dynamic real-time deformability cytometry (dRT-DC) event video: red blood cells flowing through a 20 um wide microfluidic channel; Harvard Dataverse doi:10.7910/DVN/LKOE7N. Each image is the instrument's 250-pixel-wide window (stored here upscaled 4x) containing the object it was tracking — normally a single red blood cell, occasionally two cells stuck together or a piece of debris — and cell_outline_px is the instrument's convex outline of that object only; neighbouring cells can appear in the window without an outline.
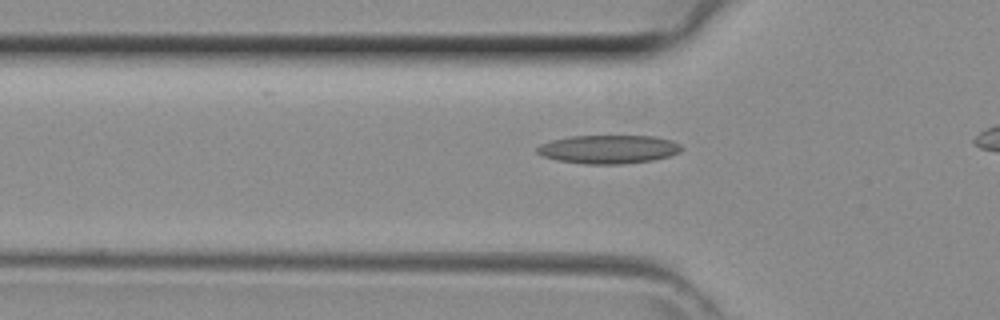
{"species": "common noctule bat (a hibernating species)", "species_latin": "Nyctalus noctula", "temperature_condition": "room temperature", "stored_images_in_passage": 31, "camera_frame_rate_fps": 3000, "um_per_image_px": 0.085, "animal": {"sex": "female", "body_mass_g": 29.2, "forearm_length_mm": 56.3}, "frame": {"image": 1, "passage_image": 10, "time_ms": 3.0, "image_size_px": [1000, 320], "cell_outline_px": [[684, 148], [680, 152], [668, 156], [652, 160], [620, 164], [584, 164], [556, 160], [544, 156], [536, 152], [536, 148], [540, 144], [552, 140], [568, 136], [652, 136], [672, 140], [680, 144]], "centroid_in_image_um": [51.72, 12.68], "position_along_channel_um": 74.1, "area_um2": 24.04}}
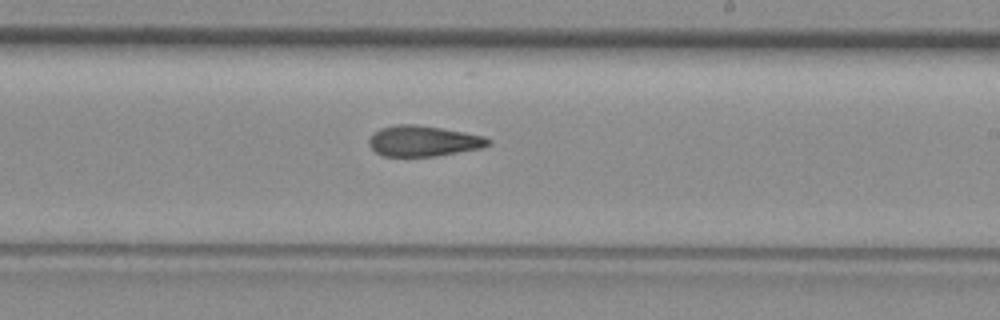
{"frame": {"image": 2, "passage_image": 21, "time_ms": 6.667, "image_size_px": [1000, 320], "cell_outline_px": [[492, 144], [480, 148], [436, 156], [384, 156], [376, 152], [368, 144], [368, 140], [380, 128], [396, 124], [416, 124], [464, 132], [484, 136], [492, 140]], "centroid_in_image_um": [36.0, 11.98], "position_along_channel_um": 253.0, "area_um2": 21.21}}
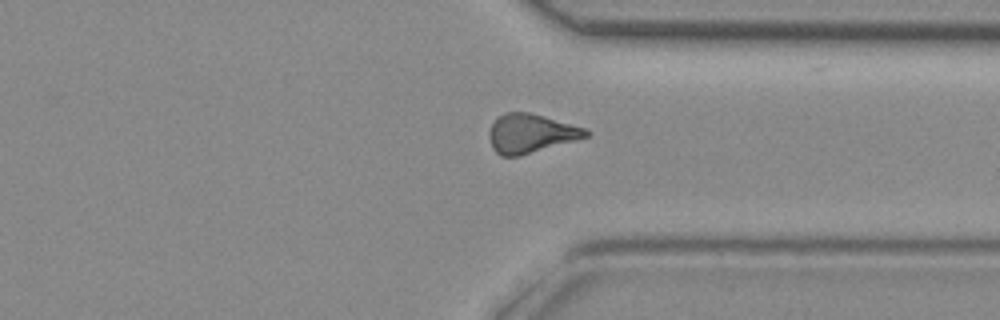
{"frame": {"image": 3, "passage_image": 28, "time_ms": 9.0, "image_size_px": [1000, 320], "cell_outline_px": [[592, 132], [588, 136], [576, 140], [520, 156], [500, 156], [492, 148], [488, 136], [488, 132], [492, 124], [504, 112], [528, 112], [544, 116], [584, 128]], "centroid_in_image_um": [45.09, 11.35], "position_along_channel_um": 366.3, "area_um2": 21.85}}